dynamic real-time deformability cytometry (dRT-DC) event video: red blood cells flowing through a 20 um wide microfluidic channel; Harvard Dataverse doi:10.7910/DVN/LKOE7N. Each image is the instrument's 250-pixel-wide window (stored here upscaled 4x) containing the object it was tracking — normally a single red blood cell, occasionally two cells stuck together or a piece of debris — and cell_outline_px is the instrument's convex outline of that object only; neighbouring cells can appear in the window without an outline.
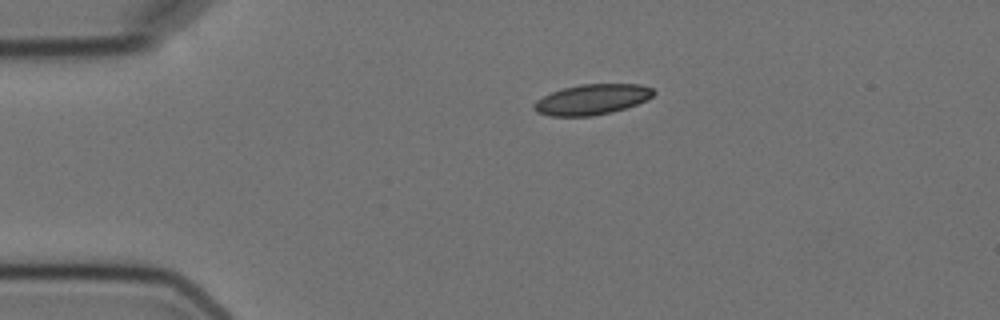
{"species": "Egyptian fruit bat (a non-hibernating species)", "species_latin": "Rousettus aegyptiacus", "temperature_condition": "cold", "stored_images_in_passage": 2, "camera_frame_rate_fps": 3000, "um_per_image_px": 0.085, "animal": {"sex": "female"}, "frame": {"image": 1, "passage_image": 1, "time_ms": 0.0, "image_size_px": [1000, 320], "cell_outline_px": [[656, 92], [652, 96], [636, 104], [612, 112], [592, 116], [548, 116], [536, 112], [532, 108], [532, 104], [536, 100], [552, 92], [564, 88], [580, 84], [640, 84], [652, 88]], "centroid_in_image_um": [50.28, 8.46], "position_along_channel_um": 34.7, "area_um2": 21.15}}